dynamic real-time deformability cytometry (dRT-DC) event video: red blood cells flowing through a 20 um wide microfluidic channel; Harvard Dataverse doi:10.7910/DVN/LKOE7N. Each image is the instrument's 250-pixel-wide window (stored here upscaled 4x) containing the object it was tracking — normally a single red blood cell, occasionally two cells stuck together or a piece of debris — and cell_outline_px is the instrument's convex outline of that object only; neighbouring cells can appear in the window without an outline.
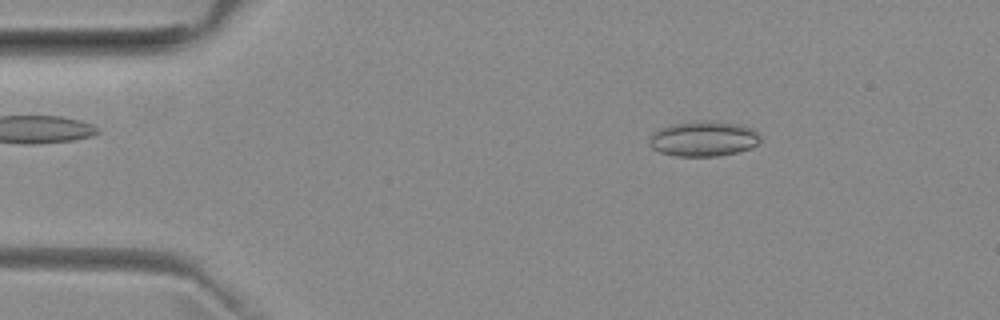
{"species": "common noctule bat (a hibernating species)", "species_latin": "Nyctalus noctula", "temperature_condition": "room temperature", "stored_images_in_passage": 36, "camera_frame_rate_fps": 3000, "um_per_image_px": 0.085, "animal": {"sex": "female", "body_mass_g": 29.2, "forearm_length_mm": 56.3}, "frame": {"image": 1, "passage_image": 7, "time_ms": 2.0, "image_size_px": [1000, 320], "cell_outline_px": [[760, 140], [752, 148], [720, 156], [676, 156], [660, 152], [652, 148], [648, 144], [652, 136], [660, 128], [672, 124], [704, 120], [740, 124], [752, 128], [760, 136]], "centroid_in_image_um": [59.82, 11.8], "position_along_channel_um": 25.2, "area_um2": 22.66}}
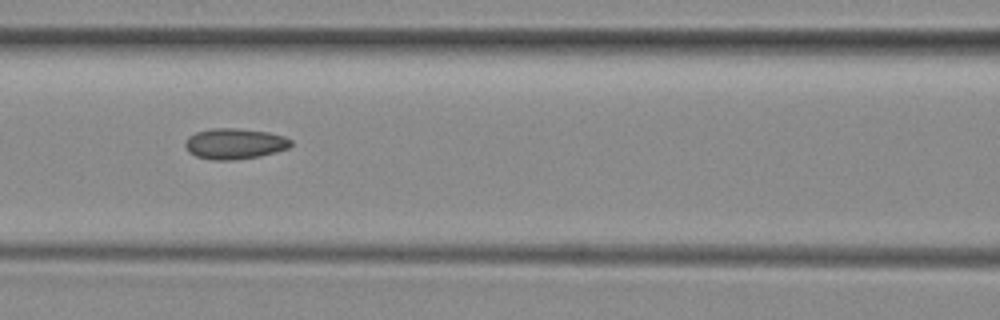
{"frame": {"image": 2, "passage_image": 21, "time_ms": 6.667, "image_size_px": [1000, 320], "cell_outline_px": [[292, 144], [288, 148], [276, 152], [260, 156], [232, 160], [212, 160], [196, 156], [188, 152], [184, 144], [188, 136], [196, 132], [212, 128], [236, 128], [268, 132], [284, 136], [292, 140]], "centroid_in_image_um": [19.94, 12.21], "position_along_channel_um": 146.7, "area_um2": 19.02}}
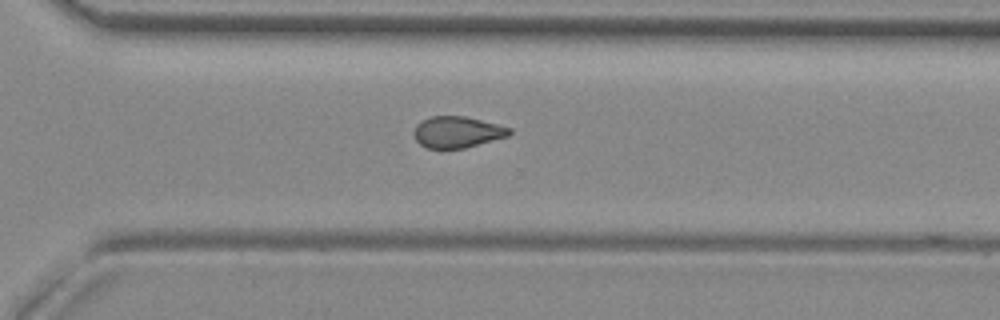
{"frame": {"image": 3, "passage_image": 35, "time_ms": 11.333, "image_size_px": [1000, 320], "cell_outline_px": [[512, 132], [508, 136], [464, 148], [428, 148], [420, 144], [416, 140], [412, 132], [416, 124], [420, 120], [432, 116], [464, 116], [512, 128]], "centroid_in_image_um": [38.83, 11.22], "position_along_channel_um": 331.8, "area_um2": 17.4}}